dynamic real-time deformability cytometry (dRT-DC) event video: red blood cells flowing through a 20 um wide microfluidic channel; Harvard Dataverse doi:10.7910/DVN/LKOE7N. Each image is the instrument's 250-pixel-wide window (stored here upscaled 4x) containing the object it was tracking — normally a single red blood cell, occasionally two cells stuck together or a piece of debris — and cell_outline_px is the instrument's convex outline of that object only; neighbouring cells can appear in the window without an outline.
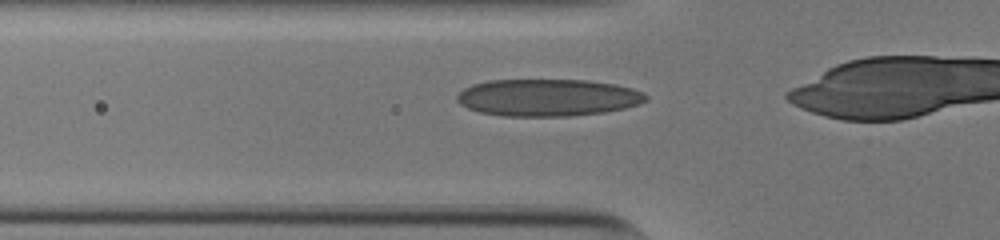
{"species": "human", "species_latin": "Homo sapiens", "temperature_condition": "cold", "stored_images_in_passage": 39, "camera_frame_rate_fps": 3000, "um_per_image_px": 0.085, "donor": {"sex": "male"}, "frame": {"image": 1, "passage_image": 14, "time_ms": 4.333, "image_size_px": [1000, 240], "cell_outline_px": [[648, 100], [640, 104], [624, 108], [604, 112], [568, 116], [500, 116], [480, 112], [468, 108], [460, 104], [456, 100], [456, 96], [464, 88], [472, 84], [488, 80], [588, 80], [616, 84], [632, 88], [648, 96]], "centroid_in_image_um": [46.55, 8.29], "position_along_channel_um": 79.3, "area_um2": 41.04}}
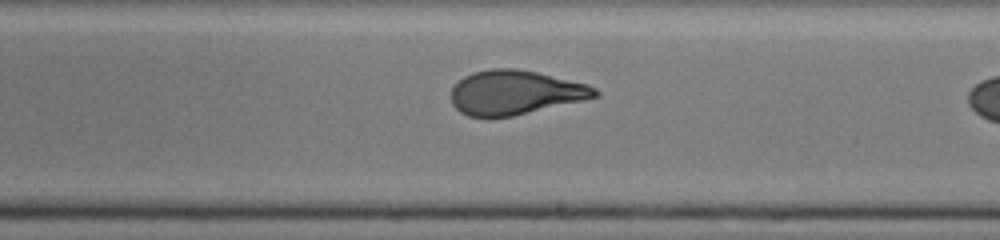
{"frame": {"image": 2, "passage_image": 27, "time_ms": 8.667, "image_size_px": [1000, 240], "cell_outline_px": [[600, 96], [584, 100], [512, 116], [468, 116], [460, 112], [452, 104], [452, 88], [464, 76], [472, 72], [492, 68], [516, 68], [536, 72], [588, 84], [596, 88], [600, 92]], "centroid_in_image_um": [43.81, 7.85], "position_along_channel_um": 245.2, "area_um2": 36.93}}
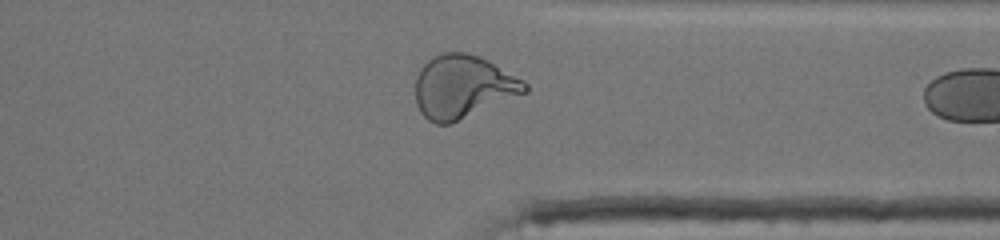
{"frame": {"image": 3, "passage_image": 37, "time_ms": 12.0, "image_size_px": [1000, 240], "cell_outline_px": [[528, 92], [452, 124], [436, 124], [428, 120], [420, 112], [416, 104], [416, 76], [420, 68], [432, 56], [444, 52], [464, 52], [480, 56], [488, 60], [524, 80], [528, 84]], "centroid_in_image_um": [39.36, 7.38], "position_along_channel_um": 372.0, "area_um2": 40.69}}